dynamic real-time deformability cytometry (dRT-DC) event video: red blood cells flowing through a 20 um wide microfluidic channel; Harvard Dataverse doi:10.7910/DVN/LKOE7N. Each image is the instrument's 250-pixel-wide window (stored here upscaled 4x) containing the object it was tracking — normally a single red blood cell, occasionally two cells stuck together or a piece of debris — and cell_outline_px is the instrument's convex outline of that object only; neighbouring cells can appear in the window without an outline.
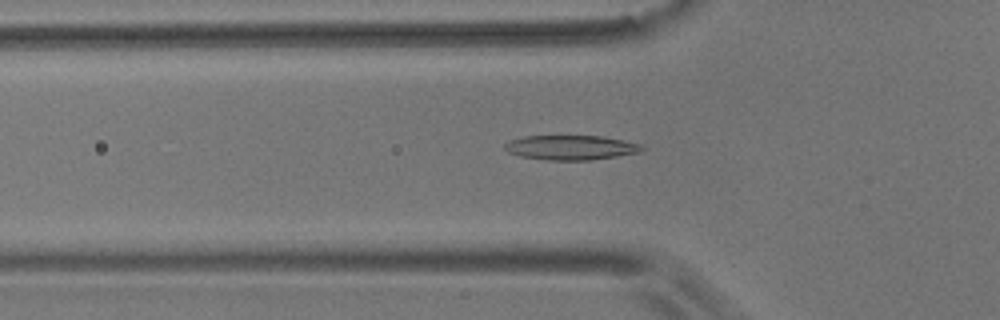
{"species": "common noctule bat (a hibernating species)", "species_latin": "Nyctalus noctula", "temperature_condition": "room temperature", "stored_images_in_passage": 17, "camera_frame_rate_fps": 3000, "um_per_image_px": 0.085, "animal": {"sex": "male", "body_mass_g": 17.9}, "frame": {"image": 1, "passage_image": 9, "time_ms": 2.667, "image_size_px": [1000, 320], "cell_outline_px": [[644, 148], [640, 152], [592, 160], [548, 160], [520, 156], [508, 152], [504, 148], [504, 144], [508, 140], [524, 136], [604, 136], [640, 144]], "centroid_in_image_um": [48.49, 12.54], "position_along_channel_um": 77.3, "area_um2": 19.65}}
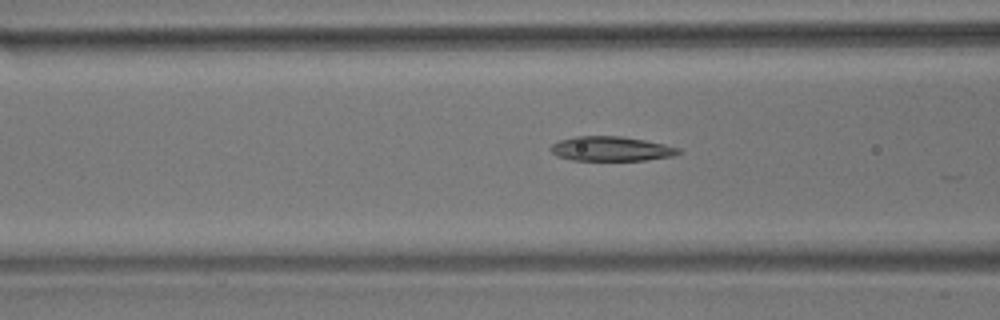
{"frame": {"image": 2, "passage_image": 12, "time_ms": 3.667, "image_size_px": [1000, 320], "cell_outline_px": [[680, 152], [672, 156], [644, 160], [572, 160], [556, 156], [548, 148], [552, 144], [560, 140], [576, 136], [620, 136], [644, 140], [664, 144], [680, 148]], "centroid_in_image_um": [51.9, 12.64], "position_along_channel_um": 114.7, "area_um2": 18.21}}
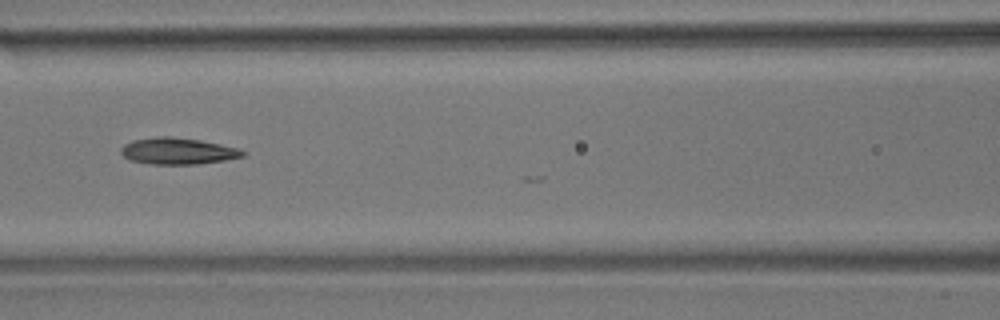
{"frame": {"image": 3, "passage_image": 15, "time_ms": 4.667, "image_size_px": [1000, 320], "cell_outline_px": [[248, 152], [244, 156], [224, 160], [196, 164], [148, 164], [128, 160], [120, 152], [120, 148], [124, 144], [132, 140], [156, 136], [172, 136], [200, 140], [220, 144], [236, 148]], "centroid_in_image_um": [15.07, 12.83], "position_along_channel_um": 151.5, "area_um2": 18.96}}